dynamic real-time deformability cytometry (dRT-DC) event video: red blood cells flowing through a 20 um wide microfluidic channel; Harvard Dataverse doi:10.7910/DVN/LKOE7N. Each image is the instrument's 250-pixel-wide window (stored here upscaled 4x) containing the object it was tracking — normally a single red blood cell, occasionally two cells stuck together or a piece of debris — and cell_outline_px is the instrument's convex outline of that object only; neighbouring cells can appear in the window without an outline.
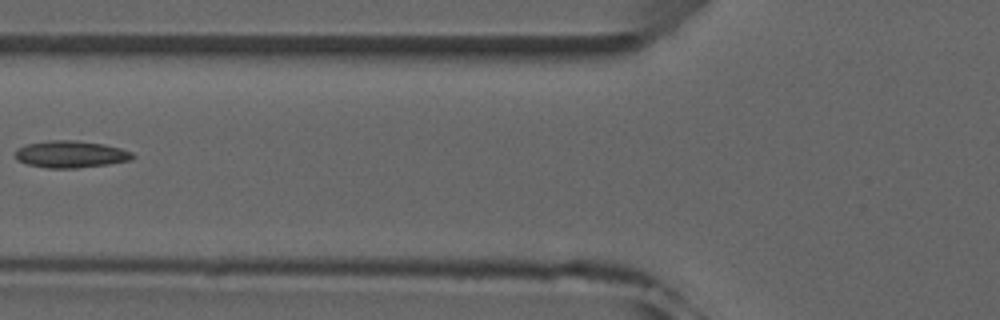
{"species": "common noctule bat (a hibernating species)", "species_latin": "Nyctalus noctula", "temperature_condition": "room temperature", "stored_images_in_passage": 7, "camera_frame_rate_fps": 3000, "um_per_image_px": 0.085, "animal": {"sex": "male", "forearm_length_mm": 52.5}, "frame": {"image": 1, "passage_image": 6, "time_ms": 6.0, "image_size_px": [1000, 320], "cell_outline_px": [[136, 156], [132, 160], [108, 164], [76, 168], [48, 168], [28, 164], [16, 160], [16, 148], [28, 144], [48, 140], [76, 140], [104, 144], [120, 148], [132, 152]], "centroid_in_image_um": [6.03, 13.11], "position_along_channel_um": 119.8, "area_um2": 18.5}}
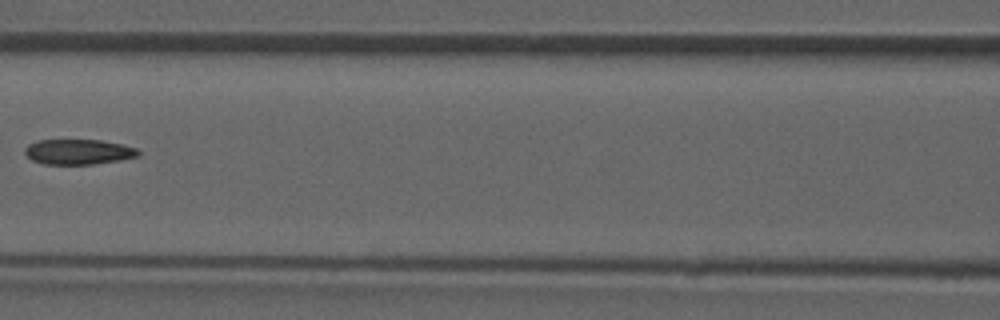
{"frame": {"image": 2, "passage_image": 7, "time_ms": 7.0, "image_size_px": [1000, 320], "cell_outline_px": [[140, 156], [120, 160], [92, 164], [44, 164], [32, 160], [24, 152], [24, 148], [28, 144], [40, 140], [100, 140], [124, 144], [136, 148], [140, 152]], "centroid_in_image_um": [6.69, 12.9], "position_along_channel_um": 159.9, "area_um2": 16.7}}